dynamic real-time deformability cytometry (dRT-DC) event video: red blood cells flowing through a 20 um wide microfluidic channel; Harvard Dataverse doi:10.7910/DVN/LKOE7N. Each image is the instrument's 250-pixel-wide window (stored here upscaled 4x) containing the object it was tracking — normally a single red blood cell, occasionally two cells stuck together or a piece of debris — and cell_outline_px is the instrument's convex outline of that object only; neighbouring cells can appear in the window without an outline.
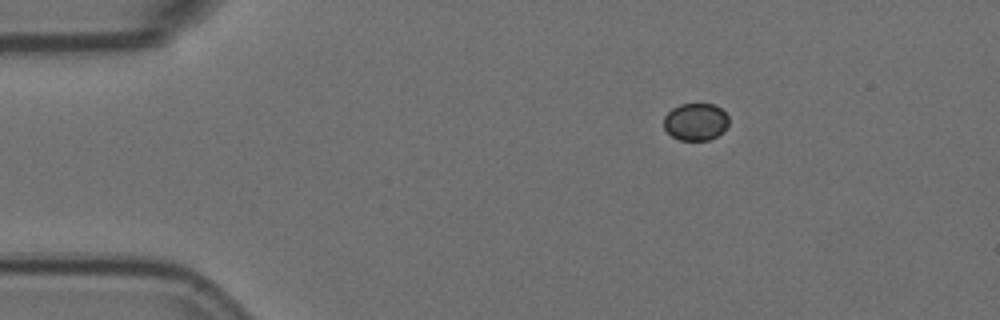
{"species": "Egyptian fruit bat (a non-hibernating species)", "species_latin": "Rousettus aegyptiacus", "temperature_condition": "room temperature", "stored_images_in_passage": 3, "camera_frame_rate_fps": 3000, "um_per_image_px": 0.085, "animal": {"sex": "female"}, "frame": {"image": 1, "passage_image": 1, "time_ms": 0.0, "image_size_px": [1000, 320], "cell_outline_px": [[728, 124], [724, 132], [708, 140], [680, 140], [672, 136], [664, 128], [664, 116], [672, 108], [680, 104], [716, 104], [728, 116]], "centroid_in_image_um": [59.14, 10.35], "position_along_channel_um": 25.9, "area_um2": 14.16}}